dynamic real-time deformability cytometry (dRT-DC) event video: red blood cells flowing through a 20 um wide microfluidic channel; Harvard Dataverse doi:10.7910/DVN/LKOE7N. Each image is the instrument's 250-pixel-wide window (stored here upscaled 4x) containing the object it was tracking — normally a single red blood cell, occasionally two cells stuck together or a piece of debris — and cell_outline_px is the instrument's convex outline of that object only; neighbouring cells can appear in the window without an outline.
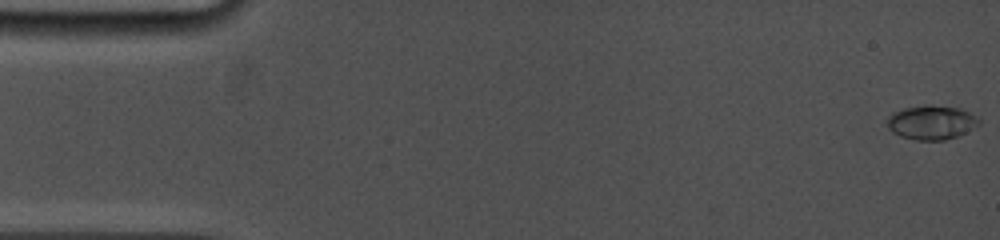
{"species": "common noctule bat (a hibernating species)", "species_latin": "Nyctalus noctula", "temperature_condition": "cold", "stored_images_in_passage": 48, "camera_frame_rate_fps": 5000, "um_per_image_px": 0.085, "animal": {"sex": "female", "body_mass_g": 19.0, "forearm_length_mm": 53.3}, "frame": {"image": 1, "passage_image": 1, "time_ms": 0.0, "image_size_px": [1000, 240], "cell_outline_px": [[980, 124], [956, 136], [944, 140], [916, 140], [900, 136], [892, 132], [888, 128], [888, 116], [892, 112], [904, 108], [960, 108], [976, 116], [980, 120]], "centroid_in_image_um": [79.15, 10.45], "position_along_channel_um": 5.8, "area_um2": 17.4}}
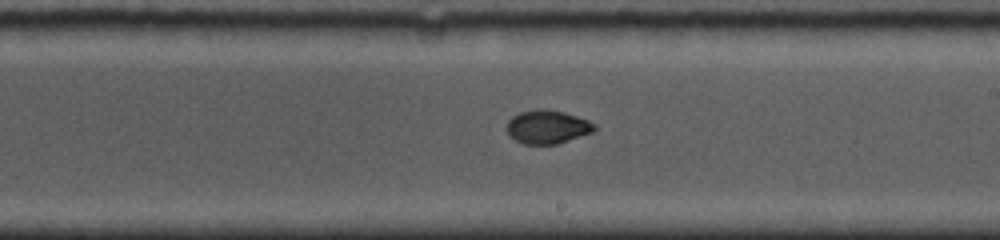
{"frame": {"image": 2, "passage_image": 29, "time_ms": 9.6, "image_size_px": [1000, 240], "cell_outline_px": [[596, 128], [592, 132], [556, 144], [524, 144], [508, 136], [504, 128], [508, 120], [512, 116], [520, 112], [540, 108], [564, 112], [588, 120], [596, 124]], "centroid_in_image_um": [46.47, 10.78], "position_along_channel_um": 242.5, "area_um2": 17.22}}
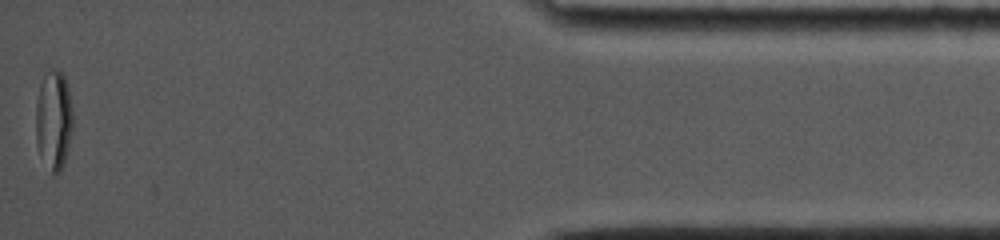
{"frame": {"image": 3, "passage_image": 48, "time_ms": 16.0, "image_size_px": [1000, 240], "cell_outline_px": [[72, 128], [64, 164], [60, 172], [52, 172], [40, 152], [36, 144], [36, 104], [40, 84], [48, 68], [56, 68], [64, 76], [68, 88], [72, 108]], "centroid_in_image_um": [4.56, 10.13], "position_along_channel_um": 430.6, "area_um2": 21.15}, "authors_computed_cell_mechanics": {"area_um2": 17.3689, "velocity_mm_per_s": 3.9001, "shape_relaxation_time_tau1_ms": 9.3601, "shape_relaxation_time_tau2_ms": 1.3716, "deformation_change_tau1": 0.256, "deformation_change_tau2": 0.0352}}